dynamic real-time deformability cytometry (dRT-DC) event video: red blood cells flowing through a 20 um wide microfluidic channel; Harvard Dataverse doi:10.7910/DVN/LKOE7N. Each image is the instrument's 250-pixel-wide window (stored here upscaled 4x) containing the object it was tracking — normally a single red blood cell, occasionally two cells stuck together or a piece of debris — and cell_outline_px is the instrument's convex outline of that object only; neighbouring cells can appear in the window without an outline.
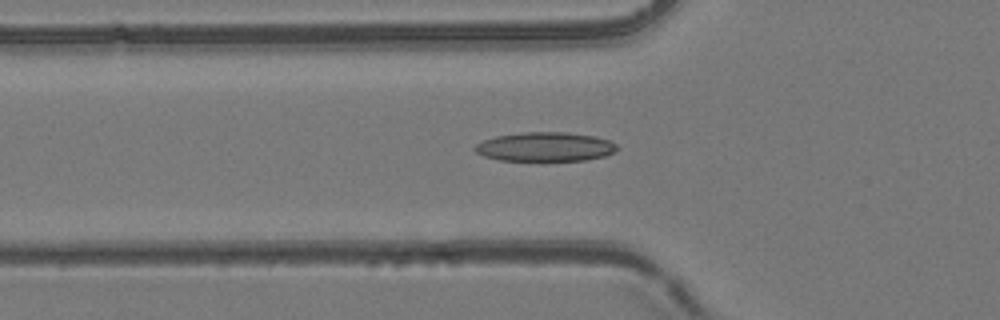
{"species": "common noctule bat (a hibernating species)", "species_latin": "Nyctalus noctula", "temperature_condition": "room temperature", "stored_images_in_passage": 37, "camera_frame_rate_fps": 3000, "um_per_image_px": 0.085, "animal": {"sex": "female", "body_mass_g": 24.6, "forearm_length_mm": 56.2}, "frame": {"image": 1, "passage_image": 10, "time_ms": 3.0, "image_size_px": [1000, 320], "cell_outline_px": [[620, 148], [616, 152], [604, 156], [584, 160], [544, 164], [500, 160], [484, 156], [476, 152], [472, 148], [476, 144], [484, 140], [496, 136], [524, 132], [568, 132], [596, 136], [608, 140], [616, 144]], "centroid_in_image_um": [46.36, 12.53], "position_along_channel_um": 79.4, "area_um2": 25.37}}
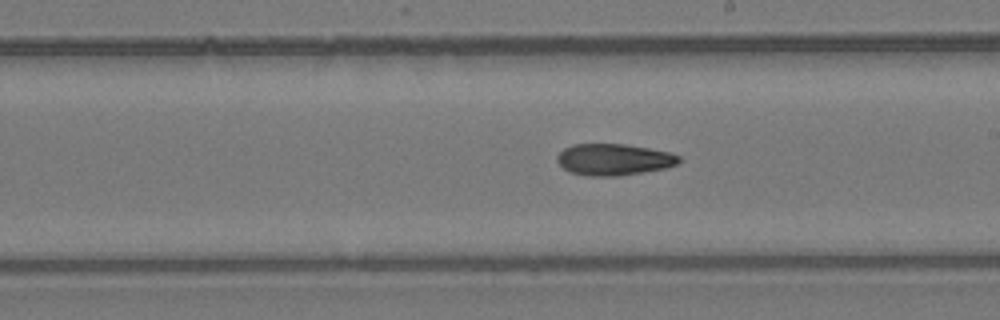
{"frame": {"image": 2, "passage_image": 22, "time_ms": 7.0, "image_size_px": [1000, 320], "cell_outline_px": [[680, 160], [676, 164], [664, 168], [616, 176], [588, 176], [568, 172], [556, 160], [556, 156], [564, 148], [572, 144], [624, 144], [648, 148], [668, 152], [680, 156]], "centroid_in_image_um": [52.12, 13.55], "position_along_channel_um": 236.9, "area_um2": 22.2}}
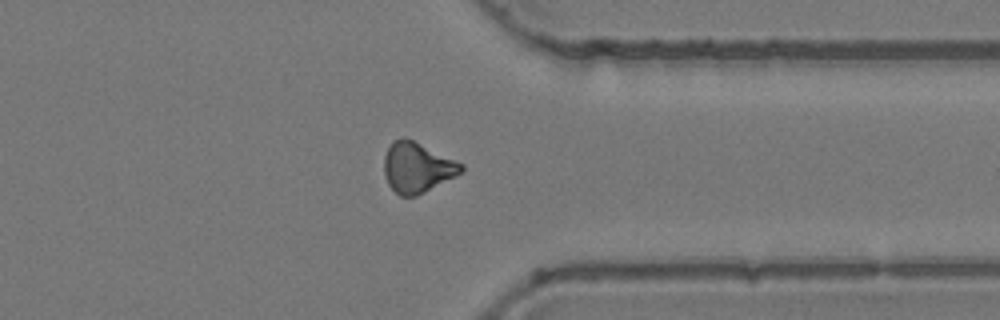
{"frame": {"image": 3, "passage_image": 33, "time_ms": 10.667, "image_size_px": [1000, 320], "cell_outline_px": [[464, 168], [456, 176], [416, 196], [400, 196], [388, 184], [384, 176], [384, 156], [392, 140], [400, 136], [404, 136], [464, 164]], "centroid_in_image_um": [35.43, 14.22], "position_along_channel_um": 376.0, "area_um2": 22.54}}